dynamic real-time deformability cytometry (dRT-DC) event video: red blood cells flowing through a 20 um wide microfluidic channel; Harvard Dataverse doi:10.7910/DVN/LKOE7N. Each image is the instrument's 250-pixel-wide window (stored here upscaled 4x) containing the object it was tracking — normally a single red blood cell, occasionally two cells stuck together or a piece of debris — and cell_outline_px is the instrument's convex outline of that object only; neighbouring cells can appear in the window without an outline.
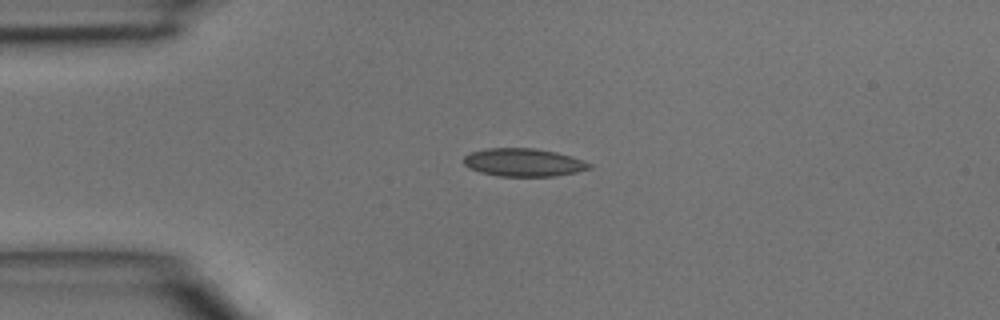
{"species": "common noctule bat (a hibernating species)", "species_latin": "Nyctalus noctula", "temperature_condition": "room temperature", "stored_images_in_passage": 1, "camera_frame_rate_fps": 3000, "um_per_image_px": 0.085, "animal": {"sex": "male", "body_mass_g": 15.6}, "frame": {"image": 1, "passage_image": 1, "time_ms": 0.0, "image_size_px": [1000, 320], "cell_outline_px": [[592, 168], [576, 172], [556, 176], [500, 176], [480, 172], [468, 168], [464, 164], [464, 156], [472, 152], [488, 148], [536, 148], [556, 152], [572, 156], [584, 160], [592, 164]], "centroid_in_image_um": [44.53, 13.8], "position_along_channel_um": 40.5, "area_um2": 20.58}}